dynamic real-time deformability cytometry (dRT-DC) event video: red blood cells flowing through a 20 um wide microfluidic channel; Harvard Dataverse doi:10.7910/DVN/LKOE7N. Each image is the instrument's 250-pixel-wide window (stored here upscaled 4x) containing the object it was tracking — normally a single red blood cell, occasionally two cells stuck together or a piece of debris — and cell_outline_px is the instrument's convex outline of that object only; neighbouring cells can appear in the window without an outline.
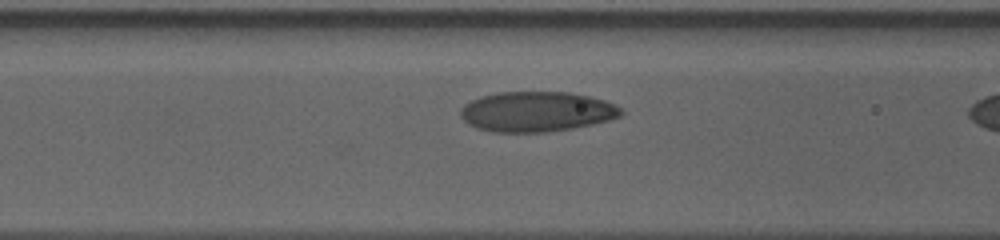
{"species": "human", "species_latin": "Homo sapiens", "temperature_condition": "cold", "stored_images_in_passage": 15, "camera_frame_rate_fps": 3000, "um_per_image_px": 0.085, "donor": {"sex": "male"}, "frame": {"image": 1, "passage_image": 13, "time_ms": 4.0, "image_size_px": [1000, 240], "cell_outline_px": [[624, 112], [620, 116], [608, 120], [592, 124], [572, 128], [544, 132], [492, 132], [476, 128], [468, 124], [460, 116], [460, 108], [464, 104], [480, 96], [496, 92], [568, 92], [588, 96], [604, 100], [616, 104]], "centroid_in_image_um": [45.58, 9.48], "position_along_channel_um": 121.0, "area_um2": 37.63}}